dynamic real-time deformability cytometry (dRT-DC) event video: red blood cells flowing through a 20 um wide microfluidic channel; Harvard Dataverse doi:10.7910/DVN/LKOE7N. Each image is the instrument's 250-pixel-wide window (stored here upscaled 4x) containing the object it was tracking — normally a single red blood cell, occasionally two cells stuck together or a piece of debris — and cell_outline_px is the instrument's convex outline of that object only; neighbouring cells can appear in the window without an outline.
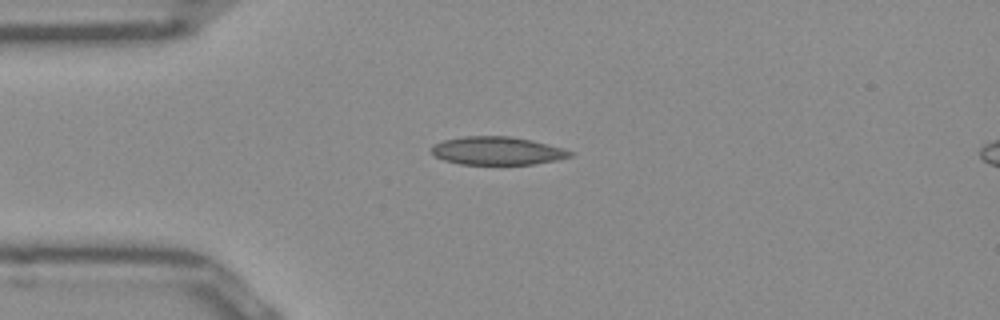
{"species": "Egyptian fruit bat (a non-hibernating species)", "species_latin": "Rousettus aegyptiacus", "temperature_condition": "room temperature", "stored_images_in_passage": 39, "camera_frame_rate_fps": 3000, "um_per_image_px": 0.085, "frame": {"image": 1, "passage_image": 1, "time_ms": 0.0, "image_size_px": [1000, 320], "cell_outline_px": [[572, 156], [556, 160], [532, 164], [460, 164], [444, 160], [436, 156], [432, 152], [432, 144], [444, 140], [464, 136], [508, 136], [532, 140], [564, 148], [572, 152]], "centroid_in_image_um": [42.26, 12.81], "position_along_channel_um": 42.7, "area_um2": 22.6}}
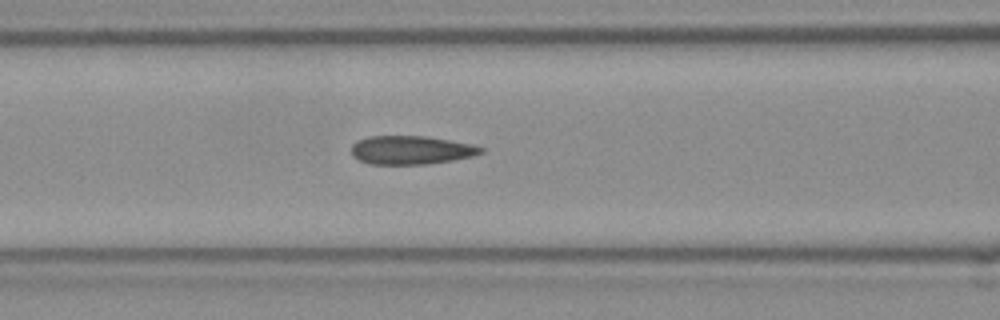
{"frame": {"image": 2, "passage_image": 9, "time_ms": 2.667, "image_size_px": [1000, 320], "cell_outline_px": [[488, 148], [484, 152], [472, 156], [452, 160], [428, 164], [368, 164], [352, 156], [352, 144], [356, 140], [368, 136], [424, 136], [476, 144]], "centroid_in_image_um": [34.98, 12.75], "position_along_channel_um": 131.6, "area_um2": 21.85}}
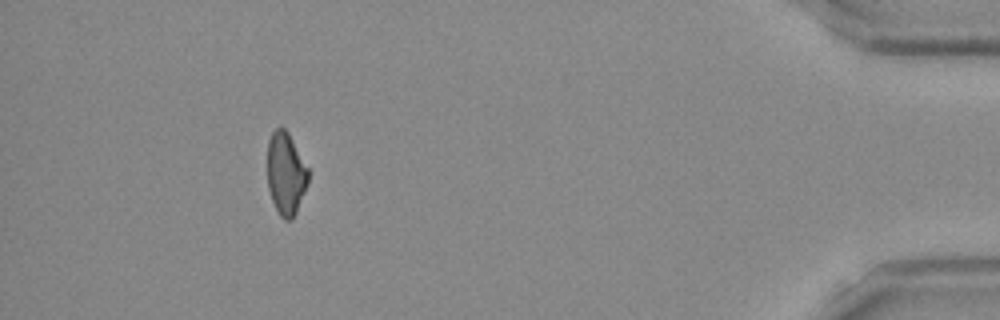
{"frame": {"image": 3, "passage_image": 35, "time_ms": 11.333, "image_size_px": [1000, 320], "cell_outline_px": [[308, 180], [304, 192], [296, 212], [292, 220], [284, 220], [280, 216], [272, 200], [268, 188], [268, 140], [272, 132], [276, 128], [284, 128], [288, 132], [308, 168]], "centroid_in_image_um": [24.29, 14.76], "position_along_channel_um": 410.9, "area_um2": 19.42}, "authors_computed_cell_mechanics": {"area_um2": 21.2704, "velocity_mm_per_s": 3.9664, "shape_relaxation_time_tau1_ms": null, "shape_relaxation_time_tau2_ms": 3.1814, "deformation_change_tau1": null, "deformation_change_tau2": 0.1086}}